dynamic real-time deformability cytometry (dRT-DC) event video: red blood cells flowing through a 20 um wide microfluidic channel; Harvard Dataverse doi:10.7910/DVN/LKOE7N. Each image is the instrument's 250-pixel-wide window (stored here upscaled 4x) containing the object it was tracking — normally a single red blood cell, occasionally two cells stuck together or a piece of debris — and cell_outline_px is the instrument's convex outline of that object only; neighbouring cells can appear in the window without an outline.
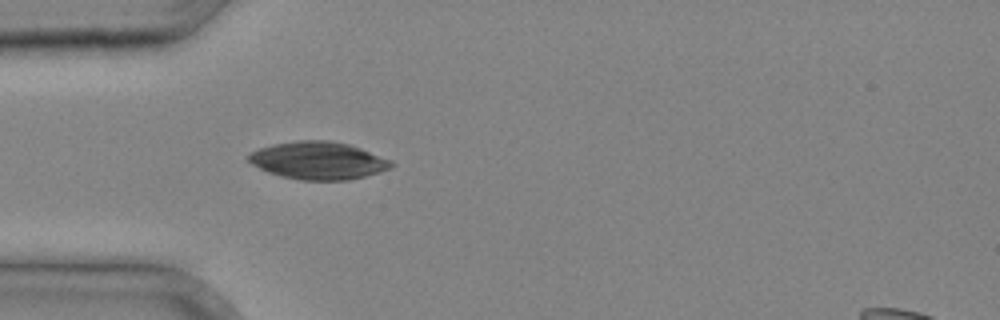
{"species": "common noctule bat (a hibernating species)", "species_latin": "Nyctalus noctula", "temperature_condition": "cold", "stored_images_in_passage": 11, "camera_frame_rate_fps": 3000, "um_per_image_px": 0.085, "animal": {"sex": "male", "body_mass_g": 20.4}, "frame": {"image": 1, "passage_image": 1, "time_ms": 0.0, "image_size_px": [1000, 320], "cell_outline_px": [[396, 164], [392, 168], [380, 172], [348, 180], [300, 180], [280, 176], [268, 172], [252, 164], [248, 160], [248, 156], [252, 152], [260, 148], [276, 144], [296, 140], [328, 140], [348, 144], [360, 148], [392, 160]], "centroid_in_image_um": [27.09, 13.65], "position_along_channel_um": 57.9, "area_um2": 31.21}}
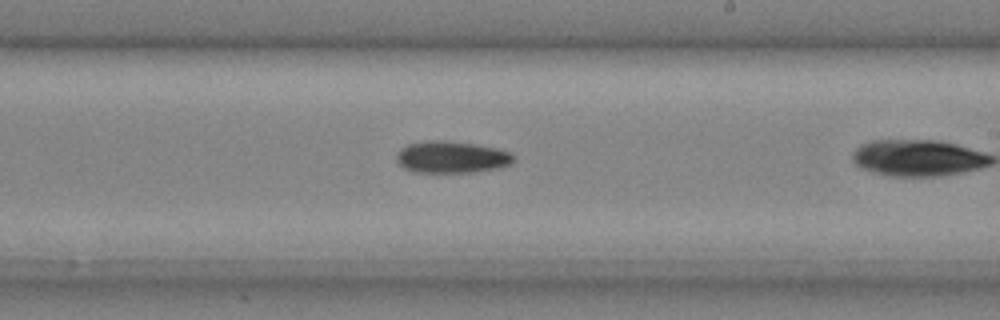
{"frame": {"image": 2, "passage_image": 10, "time_ms": 3.0, "image_size_px": [1000, 320], "cell_outline_px": [[516, 160], [512, 164], [500, 168], [472, 172], [412, 172], [404, 168], [396, 160], [396, 156], [400, 148], [408, 144], [428, 140], [444, 140], [472, 144], [496, 148], [508, 152]], "centroid_in_image_um": [38.37, 13.36], "position_along_channel_um": 250.6, "area_um2": 21.73}}